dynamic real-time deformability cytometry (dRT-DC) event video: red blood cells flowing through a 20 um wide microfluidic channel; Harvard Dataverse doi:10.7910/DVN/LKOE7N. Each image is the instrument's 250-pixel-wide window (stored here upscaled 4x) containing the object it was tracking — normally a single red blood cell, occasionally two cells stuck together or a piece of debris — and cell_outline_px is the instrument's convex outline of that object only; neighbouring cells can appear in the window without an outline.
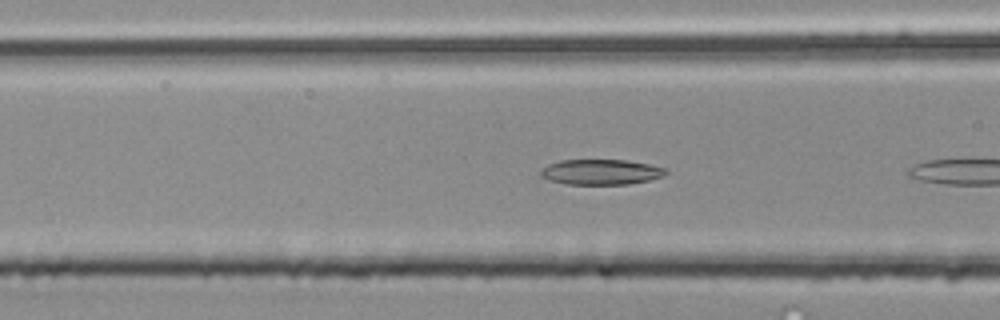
{"species": "common noctule bat (a hibernating species)", "species_latin": "Nyctalus noctula", "temperature_condition": "room temperature", "stored_images_in_passage": 5, "camera_frame_rate_fps": 3000, "um_per_image_px": 0.085, "animal": {"sex": "male", "body_mass_g": 20.4}, "frame": {"image": 1, "passage_image": 4, "time_ms": 1.0, "image_size_px": [1000, 320], "cell_outline_px": [[668, 172], [664, 176], [648, 180], [628, 184], [568, 184], [552, 180], [540, 176], [540, 168], [548, 164], [560, 160], [628, 160], [668, 168]], "centroid_in_image_um": [51.1, 14.61], "position_along_channel_um": 115.5, "area_um2": 18.5}}